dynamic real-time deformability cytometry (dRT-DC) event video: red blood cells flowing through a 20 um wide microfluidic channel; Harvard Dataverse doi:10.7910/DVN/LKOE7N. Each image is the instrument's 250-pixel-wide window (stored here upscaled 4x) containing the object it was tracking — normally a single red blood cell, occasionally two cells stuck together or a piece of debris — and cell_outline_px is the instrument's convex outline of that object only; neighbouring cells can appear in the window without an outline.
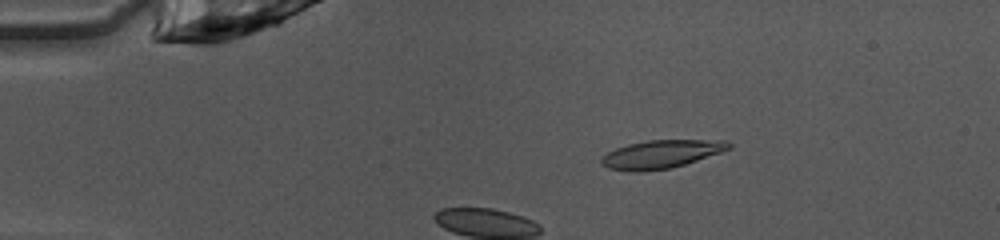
{"species": "common noctule bat (a hibernating species)", "species_latin": "Nyctalus noctula", "temperature_condition": "warm", "stored_images_in_passage": 9, "camera_frame_rate_fps": 3000, "um_per_image_px": 0.085, "animal": {"sex": "female", "body_mass_g": 10.0, "forearm_length_mm": 53.1}, "frame": {"image": 1, "passage_image": 4, "time_ms": 1.0, "image_size_px": [1000, 240], "cell_outline_px": [[732, 148], [672, 168], [640, 172], [628, 172], [608, 168], [600, 164], [600, 156], [616, 148], [628, 144], [648, 140], [728, 140], [732, 144]], "centroid_in_image_um": [56.15, 13.11], "position_along_channel_um": 28.8, "area_um2": 21.1}}
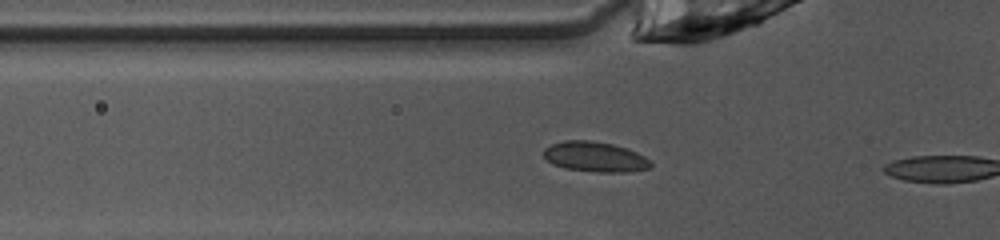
{"frame": {"image": 2, "passage_image": 8, "time_ms": 2.333, "image_size_px": [1000, 240], "cell_outline_px": [[652, 164], [648, 168], [632, 172], [596, 172], [564, 168], [552, 164], [544, 156], [544, 148], [552, 144], [564, 140], [588, 140], [612, 144], [636, 152], [644, 156]], "centroid_in_image_um": [50.55, 13.33], "position_along_channel_um": 75.2, "area_um2": 18.67}}